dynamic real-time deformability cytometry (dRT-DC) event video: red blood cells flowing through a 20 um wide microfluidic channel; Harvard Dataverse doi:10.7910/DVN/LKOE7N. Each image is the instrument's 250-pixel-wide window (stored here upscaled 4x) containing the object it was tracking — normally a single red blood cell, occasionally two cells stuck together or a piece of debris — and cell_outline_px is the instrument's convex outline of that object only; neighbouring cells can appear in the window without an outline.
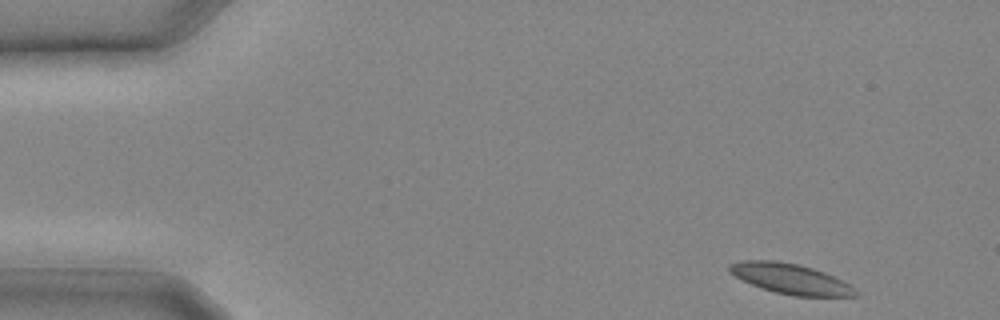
{"species": "common noctule bat (a hibernating species)", "species_latin": "Nyctalus noctula", "temperature_condition": "cold", "stored_images_in_passage": 7, "camera_frame_rate_fps": 3000, "um_per_image_px": 0.085, "animal": {"sex": "male", "body_mass_g": 20.4}, "frame": {"image": 1, "passage_image": 1, "time_ms": 0.0, "image_size_px": [1000, 320], "cell_outline_px": [[856, 296], [792, 296], [760, 288], [728, 272], [728, 264], [744, 260], [776, 260], [796, 264], [812, 268], [824, 272], [848, 284], [856, 292]], "centroid_in_image_um": [67.13, 23.69], "position_along_channel_um": 17.9, "area_um2": 21.85}}